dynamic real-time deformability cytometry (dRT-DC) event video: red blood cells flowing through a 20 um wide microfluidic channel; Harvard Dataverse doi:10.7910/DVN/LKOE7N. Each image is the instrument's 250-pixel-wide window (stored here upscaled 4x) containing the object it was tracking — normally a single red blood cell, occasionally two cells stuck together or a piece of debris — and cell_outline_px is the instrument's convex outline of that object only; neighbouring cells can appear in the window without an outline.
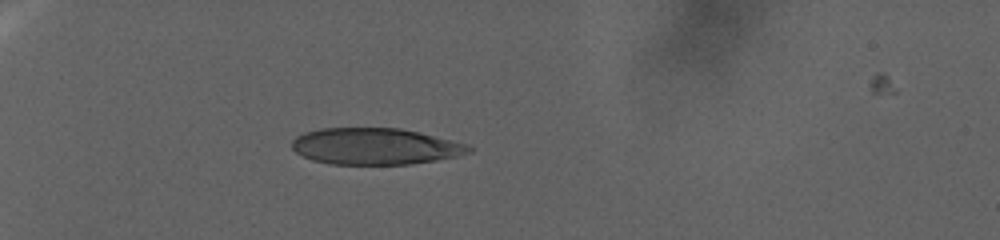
{"species": "human", "species_latin": "Homo sapiens", "temperature_condition": "warm", "stored_images_in_passage": 82, "camera_frame_rate_fps": 3000, "um_per_image_px": 0.085, "donor": {"sex": "female"}, "frame": {"image": 1, "passage_image": 1, "time_ms": 0.0, "image_size_px": [1000, 240], "cell_outline_px": [[472, 152], [460, 156], [436, 160], [408, 164], [332, 164], [312, 160], [296, 152], [292, 148], [292, 140], [296, 136], [304, 132], [320, 128], [400, 128], [468, 144], [472, 148]], "centroid_in_image_um": [31.89, 12.44], "position_along_channel_um": 53.1, "area_um2": 37.57}}
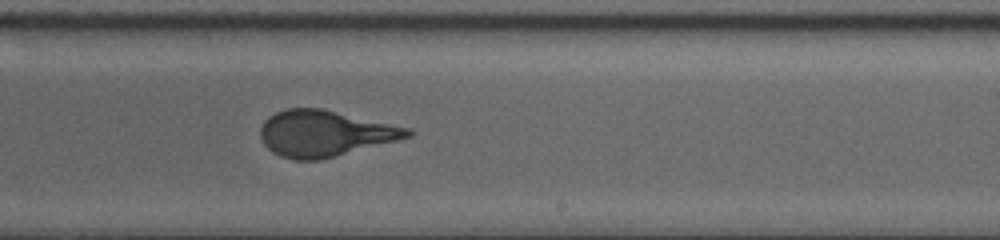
{"frame": {"image": 2, "passage_image": 43, "time_ms": 14.0, "image_size_px": [1000, 240], "cell_outline_px": [[416, 132], [412, 136], [320, 160], [292, 160], [280, 156], [272, 152], [264, 144], [260, 136], [260, 128], [264, 120], [268, 116], [276, 112], [288, 108], [320, 108], [412, 128]], "centroid_in_image_um": [27.6, 11.34], "position_along_channel_um": 261.4, "area_um2": 39.54}}
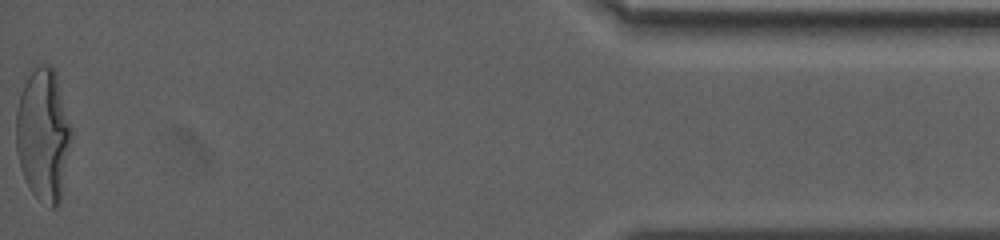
{"frame": {"image": 3, "passage_image": 82, "time_ms": 27.0, "image_size_px": [1000, 240], "cell_outline_px": [[72, 140], [60, 204], [56, 208], [48, 208], [32, 192], [20, 168], [16, 152], [16, 112], [20, 96], [28, 68], [40, 64], [48, 64], [56, 72], [72, 128]], "centroid_in_image_um": [3.69, 11.44], "position_along_channel_um": 431.5, "area_um2": 43.58}}